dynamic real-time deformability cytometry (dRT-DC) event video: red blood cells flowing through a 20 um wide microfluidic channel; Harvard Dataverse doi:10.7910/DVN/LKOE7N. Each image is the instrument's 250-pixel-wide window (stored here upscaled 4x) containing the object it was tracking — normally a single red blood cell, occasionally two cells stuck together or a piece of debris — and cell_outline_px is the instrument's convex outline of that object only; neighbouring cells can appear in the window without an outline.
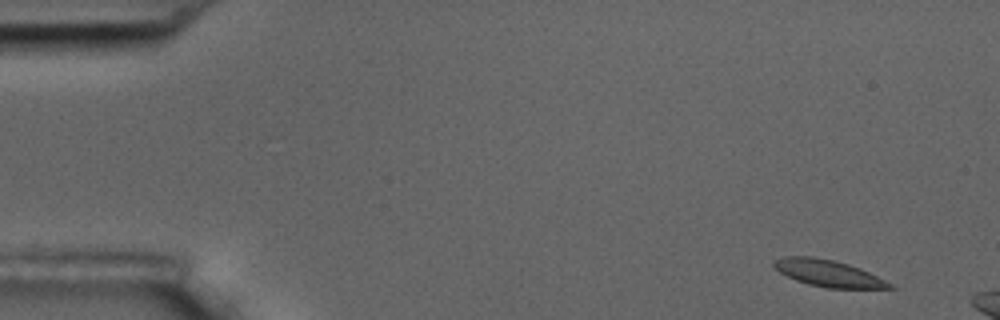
{"species": "common noctule bat (a hibernating species)", "species_latin": "Nyctalus noctula", "temperature_condition": "room temperature", "stored_images_in_passage": 5, "camera_frame_rate_fps": 3000, "um_per_image_px": 0.085, "animal": {"sex": "male", "body_mass_g": 17.5, "forearm_length_mm": 52.3}, "frame": {"image": 1, "passage_image": 1, "time_ms": 0.0, "image_size_px": [1000, 320], "cell_outline_px": [[896, 288], [828, 288], [808, 284], [796, 280], [780, 272], [772, 264], [772, 260], [784, 256], [812, 256], [832, 260], [848, 264], [860, 268], [892, 284]], "centroid_in_image_um": [70.36, 23.22], "position_along_channel_um": 14.6, "area_um2": 17.8}}
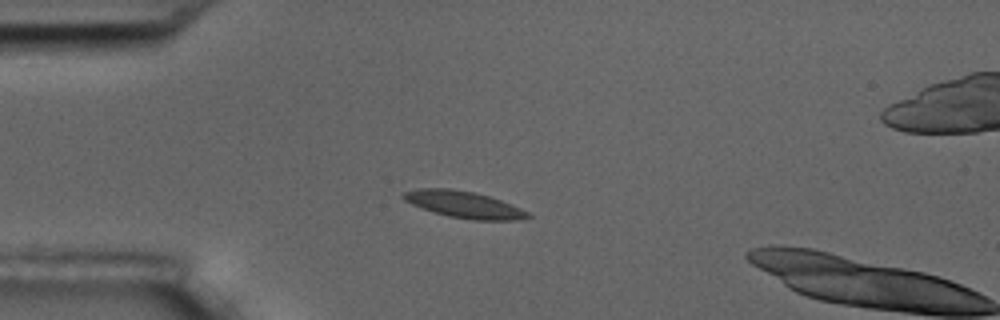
{"frame": {"image": 2, "passage_image": 4, "time_ms": 3.667, "image_size_px": [1000, 320], "cell_outline_px": [[532, 216], [520, 220], [472, 220], [448, 216], [412, 204], [404, 200], [400, 196], [404, 192], [420, 188], [452, 188], [476, 192], [500, 200], [520, 208], [528, 212]], "centroid_in_image_um": [39.44, 17.38], "position_along_channel_um": 45.6, "area_um2": 19.25}}